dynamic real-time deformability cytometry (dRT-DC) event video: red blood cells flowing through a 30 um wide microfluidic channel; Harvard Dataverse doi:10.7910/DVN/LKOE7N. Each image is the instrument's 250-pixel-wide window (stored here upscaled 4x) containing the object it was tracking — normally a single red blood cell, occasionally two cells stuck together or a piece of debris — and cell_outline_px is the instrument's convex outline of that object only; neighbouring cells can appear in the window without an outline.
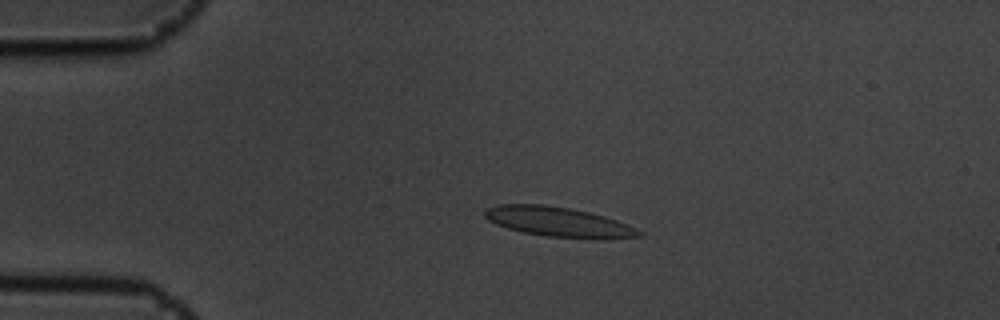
{"species": "common noctule bat (a hibernating species)", "species_latin": "Nyctalus noctula", "temperature_condition": "cold", "stored_images_in_passage": 48, "camera_frame_rate_fps": 3000, "um_per_image_px": 0.085, "animal": {"sex": "male", "body_mass_g": 19.5, "forearm_length_mm": 54.6}, "frame": {"image": 1, "passage_image": 11, "time_ms": 3.333, "image_size_px": [1000, 320], "cell_outline_px": [[644, 236], [612, 240], [600, 240], [548, 236], [524, 232], [508, 228], [496, 224], [488, 220], [484, 216], [484, 212], [488, 208], [496, 204], [544, 204], [568, 208], [588, 212], [604, 216], [616, 220], [636, 228], [644, 232]], "centroid_in_image_um": [47.55, 18.88], "position_along_channel_um": 37.5, "area_um2": 27.05}}
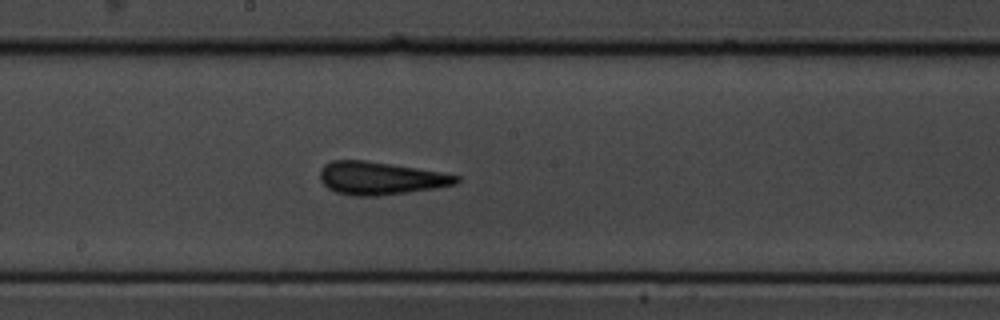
{"frame": {"image": 2, "passage_image": 29, "time_ms": 9.333, "image_size_px": [1000, 320], "cell_outline_px": [[460, 180], [456, 184], [436, 188], [376, 196], [352, 196], [336, 192], [328, 188], [320, 180], [320, 168], [324, 164], [332, 160], [364, 160], [416, 168], [440, 172], [460, 176]], "centroid_in_image_um": [32.3, 15.15], "position_along_channel_um": 215.9, "area_um2": 26.01}}
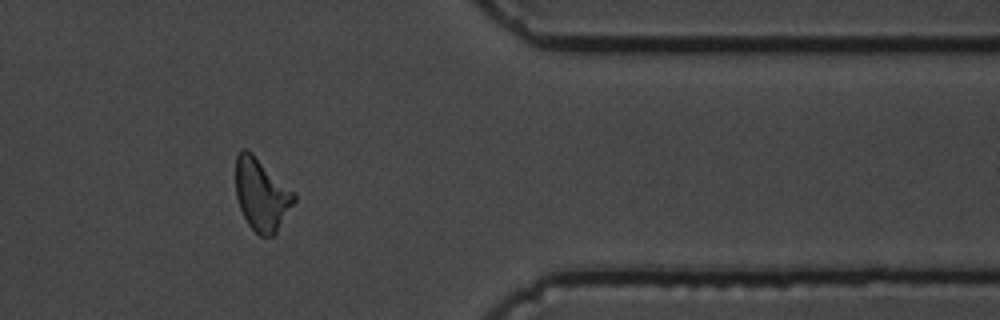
{"frame": {"image": 3, "passage_image": 45, "time_ms": 14.667, "image_size_px": [1000, 320], "cell_outline_px": [[296, 200], [276, 232], [272, 236], [260, 236], [248, 224], [240, 208], [236, 196], [236, 156], [240, 148], [248, 148], [296, 192]], "centroid_in_image_um": [22.24, 16.49], "position_along_channel_um": 389.2, "area_um2": 24.8}, "authors_computed_cell_mechanics": {"area_um2": 25.4609, "velocity_mm_per_s": 3.5618, "shape_relaxation_time_tau1_ms": 5.1959, "shape_relaxation_time_tau2_ms": 2.2111, "deformation_change_tau1": 0.1243, "deformation_change_tau2": 0.0908}}